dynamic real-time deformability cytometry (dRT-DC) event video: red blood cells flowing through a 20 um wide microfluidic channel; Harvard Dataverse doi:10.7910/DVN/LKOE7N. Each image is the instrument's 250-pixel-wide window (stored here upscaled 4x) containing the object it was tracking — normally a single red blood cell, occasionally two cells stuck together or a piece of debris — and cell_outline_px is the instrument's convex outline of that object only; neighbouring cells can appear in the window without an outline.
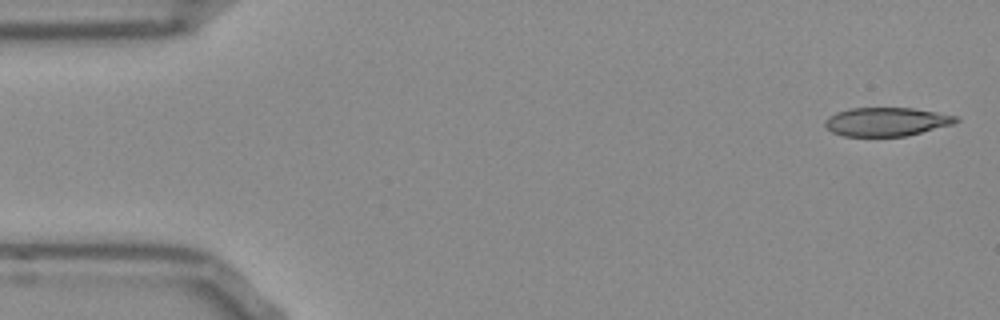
{"species": "Egyptian fruit bat (a non-hibernating species)", "species_latin": "Rousettus aegyptiacus", "temperature_condition": "room temperature", "stored_images_in_passage": 51, "camera_frame_rate_fps": 3000, "um_per_image_px": 0.085, "frame": {"image": 1, "passage_image": 1, "time_ms": 0.0, "image_size_px": [1000, 320], "cell_outline_px": [[960, 120], [952, 124], [904, 136], [844, 136], [832, 132], [824, 124], [824, 120], [828, 116], [836, 112], [848, 108], [912, 108], [936, 112], [956, 116]], "centroid_in_image_um": [75.29, 10.34], "position_along_channel_um": 9.7, "area_um2": 21.68}}
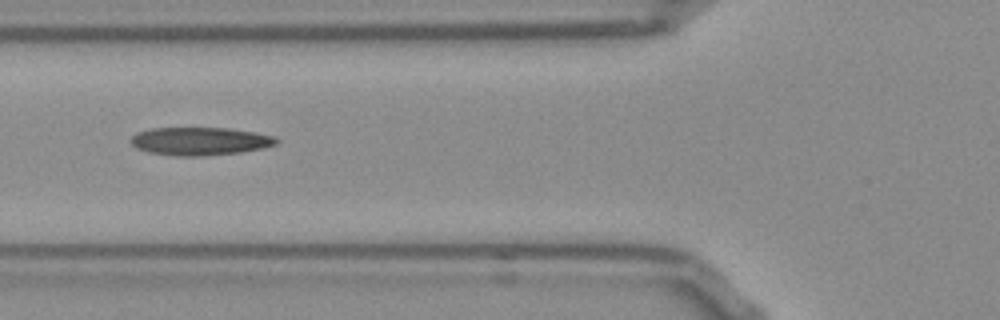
{"frame": {"image": 2, "passage_image": 18, "time_ms": 5.667, "image_size_px": [1000, 320], "cell_outline_px": [[280, 140], [276, 144], [264, 148], [240, 152], [196, 156], [180, 156], [148, 152], [136, 148], [132, 144], [132, 136], [136, 132], [152, 128], [228, 128], [256, 132], [276, 136]], "centroid_in_image_um": [17.03, 11.99], "position_along_channel_um": 108.8, "area_um2": 23.76}}
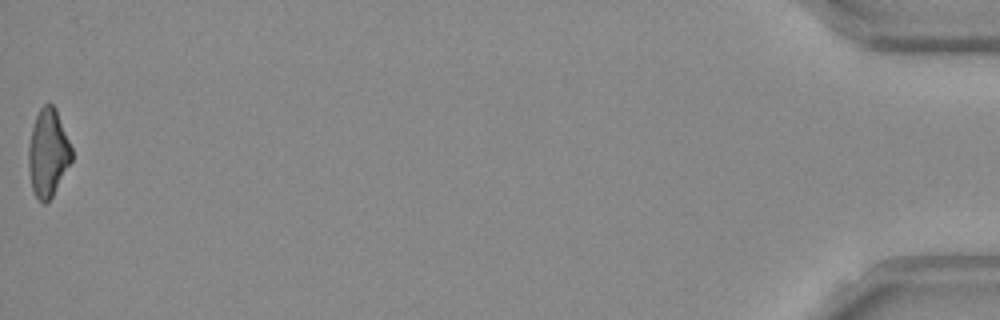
{"frame": {"image": 3, "passage_image": 51, "time_ms": 16.667, "image_size_px": [1000, 320], "cell_outline_px": [[72, 160], [52, 196], [44, 204], [36, 196], [32, 188], [28, 168], [28, 144], [32, 128], [36, 116], [40, 108], [44, 104], [52, 104], [56, 108], [72, 148]], "centroid_in_image_um": [4.08, 12.98], "position_along_channel_um": 431.1, "area_um2": 21.91}, "authors_computed_cell_mechanics": {"area_um2": 23.2934, "velocity_mm_per_s": 3.8831, "shape_relaxation_time_tau1_ms": 10.2454, "shape_relaxation_time_tau2_ms": 3.355, "deformation_change_tau1": 0.2588, "deformation_change_tau2": 0.1347}}